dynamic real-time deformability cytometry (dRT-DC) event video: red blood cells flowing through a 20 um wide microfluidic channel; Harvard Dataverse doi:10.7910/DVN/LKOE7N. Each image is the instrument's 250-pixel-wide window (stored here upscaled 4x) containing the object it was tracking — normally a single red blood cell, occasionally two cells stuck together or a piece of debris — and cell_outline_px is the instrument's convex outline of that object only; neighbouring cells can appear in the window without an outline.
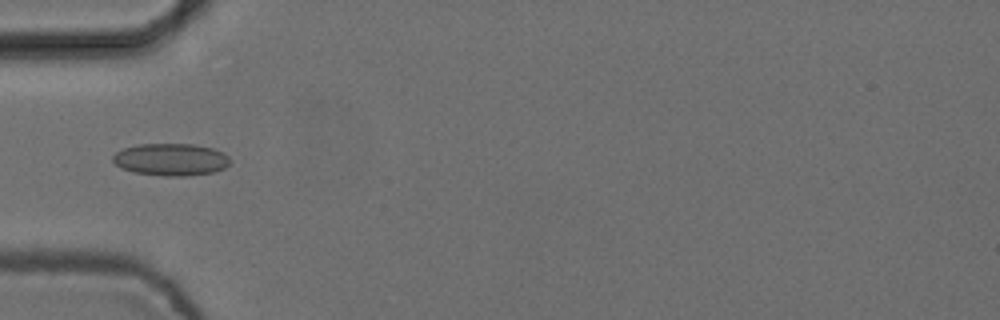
{"species": "common noctule bat (a hibernating species)", "species_latin": "Nyctalus noctula", "temperature_condition": "cold", "stored_images_in_passage": 5, "camera_frame_rate_fps": 3000, "um_per_image_px": 0.085, "animal": {"sex": "female", "body_mass_g": 24.6, "forearm_length_mm": 56.2}, "frame": {"image": 1, "passage_image": 5, "time_ms": 1.333, "image_size_px": [1000, 320], "cell_outline_px": [[228, 164], [224, 168], [216, 172], [184, 176], [164, 176], [132, 172], [120, 168], [112, 160], [112, 156], [116, 152], [124, 148], [140, 144], [192, 144], [212, 148], [224, 152], [228, 156]], "centroid_in_image_um": [14.51, 13.56], "position_along_channel_um": 70.5, "area_um2": 22.08}}